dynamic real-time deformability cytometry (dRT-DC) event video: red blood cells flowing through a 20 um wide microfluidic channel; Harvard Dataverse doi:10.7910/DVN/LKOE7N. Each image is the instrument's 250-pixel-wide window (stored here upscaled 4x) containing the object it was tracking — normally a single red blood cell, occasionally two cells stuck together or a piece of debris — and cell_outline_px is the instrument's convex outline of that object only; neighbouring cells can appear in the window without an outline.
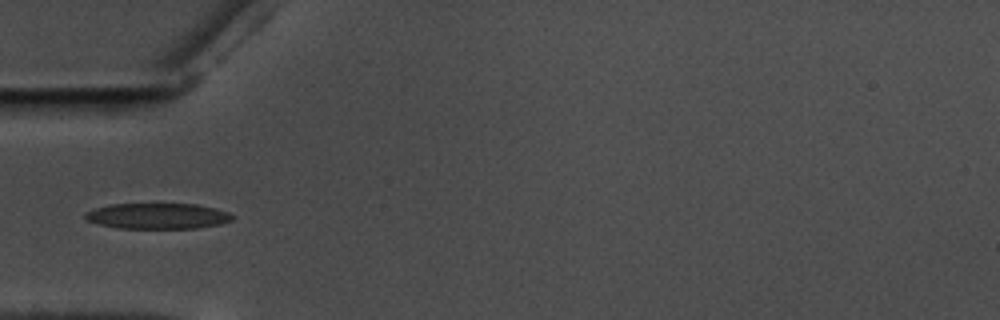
{"species": "common noctule bat (a hibernating species)", "species_latin": "Nyctalus noctula", "temperature_condition": "warm", "stored_images_in_passage": 40, "camera_frame_rate_fps": 3000, "um_per_image_px": 0.085, "animal": {"sex": "male", "body_mass_g": 17.5, "forearm_length_mm": 52.3}, "frame": {"image": 1, "passage_image": 1, "time_ms": 0.0, "image_size_px": [1000, 320], "cell_outline_px": [[236, 216], [232, 220], [220, 224], [196, 228], [116, 228], [84, 220], [84, 212], [108, 204], [196, 204], [216, 208], [228, 212]], "centroid_in_image_um": [13.39, 18.36], "position_along_channel_um": 71.6, "area_um2": 22.2}}
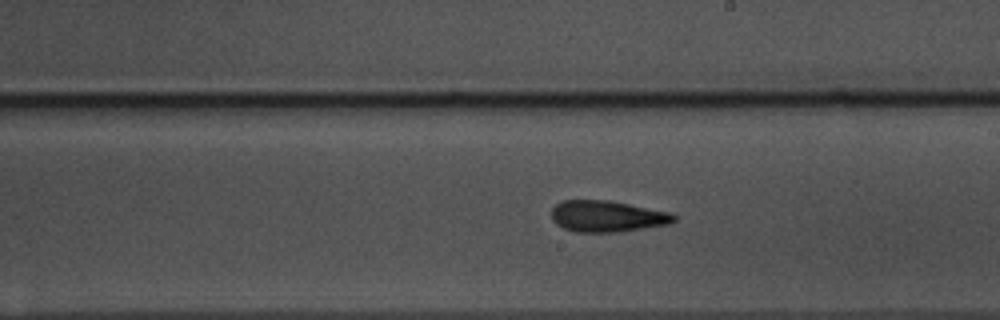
{"frame": {"image": 2, "passage_image": 15, "time_ms": 4.667, "image_size_px": [1000, 320], "cell_outline_px": [[676, 220], [672, 224], [616, 232], [576, 232], [564, 228], [556, 224], [552, 220], [552, 208], [560, 200], [608, 200], [672, 212], [676, 216]], "centroid_in_image_um": [51.63, 18.38], "position_along_channel_um": 237.4, "area_um2": 22.54}}
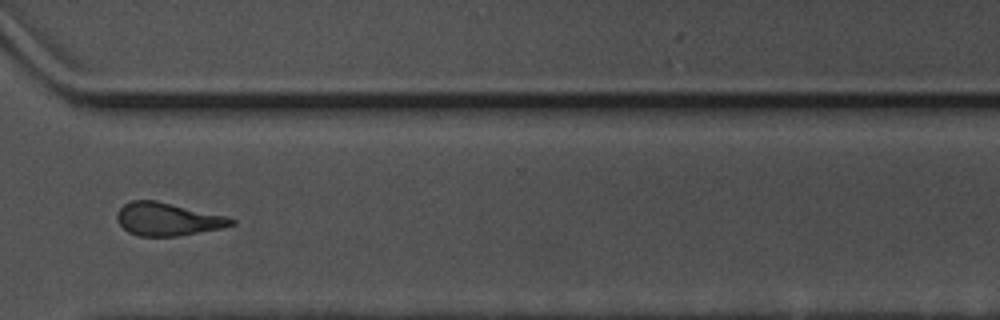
{"frame": {"image": 3, "passage_image": 25, "time_ms": 8.0, "image_size_px": [1000, 320], "cell_outline_px": [[236, 224], [220, 228], [176, 236], [140, 236], [128, 232], [116, 220], [116, 212], [124, 204], [132, 200], [156, 200], [224, 216], [236, 220]], "centroid_in_image_um": [14.2, 18.62], "position_along_channel_um": 356.4, "area_um2": 21.68}}